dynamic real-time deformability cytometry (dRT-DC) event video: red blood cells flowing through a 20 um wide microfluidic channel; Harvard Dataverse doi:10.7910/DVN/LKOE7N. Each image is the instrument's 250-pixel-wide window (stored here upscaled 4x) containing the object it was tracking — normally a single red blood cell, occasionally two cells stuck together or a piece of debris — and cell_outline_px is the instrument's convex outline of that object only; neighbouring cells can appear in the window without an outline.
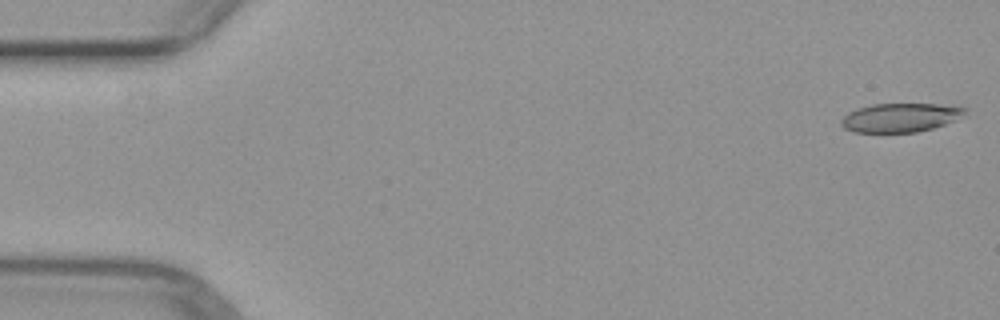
{"species": "common noctule bat (a hibernating species)", "species_latin": "Nyctalus noctula", "temperature_condition": "warm", "stored_images_in_passage": 50, "camera_frame_rate_fps": 3000, "um_per_image_px": 0.085, "animal": {"sex": "female", "body_mass_g": 29.2, "forearm_length_mm": 56.3}, "frame": {"image": 1, "passage_image": 1, "time_ms": 0.0, "image_size_px": [1000, 320], "cell_outline_px": [[968, 116], [932, 128], [916, 132], [856, 132], [844, 128], [840, 124], [840, 120], [848, 112], [856, 108], [872, 104], [940, 104], [968, 108]], "centroid_in_image_um": [76.57, 9.98], "position_along_channel_um": 8.4, "area_um2": 21.04}}
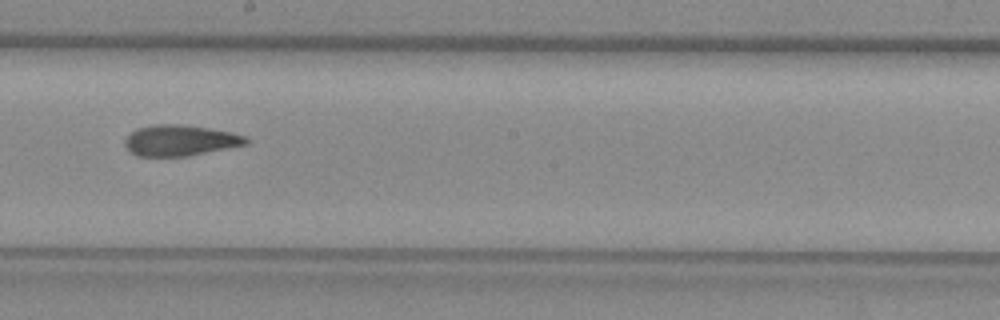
{"frame": {"image": 2, "passage_image": 28, "time_ms": 9.0, "image_size_px": [1000, 320], "cell_outline_px": [[252, 140], [248, 144], [188, 156], [136, 156], [124, 144], [124, 140], [136, 128], [152, 124], [180, 124], [208, 128], [232, 132], [248, 136]], "centroid_in_image_um": [15.36, 11.93], "position_along_channel_um": 232.8, "area_um2": 21.96}}
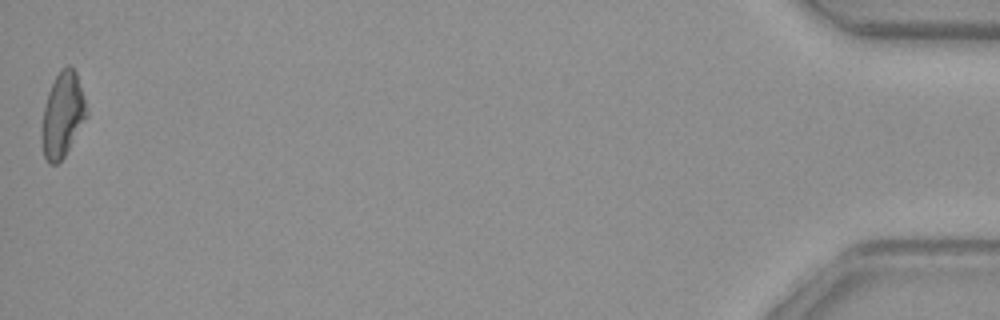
{"frame": {"image": 3, "passage_image": 50, "time_ms": 16.333, "image_size_px": [1000, 320], "cell_outline_px": [[88, 116], [64, 156], [56, 164], [48, 164], [44, 156], [40, 136], [44, 108], [48, 92], [60, 68], [68, 64], [76, 72], [88, 112]], "centroid_in_image_um": [5.31, 9.77], "position_along_channel_um": 429.9, "area_um2": 22.08}}